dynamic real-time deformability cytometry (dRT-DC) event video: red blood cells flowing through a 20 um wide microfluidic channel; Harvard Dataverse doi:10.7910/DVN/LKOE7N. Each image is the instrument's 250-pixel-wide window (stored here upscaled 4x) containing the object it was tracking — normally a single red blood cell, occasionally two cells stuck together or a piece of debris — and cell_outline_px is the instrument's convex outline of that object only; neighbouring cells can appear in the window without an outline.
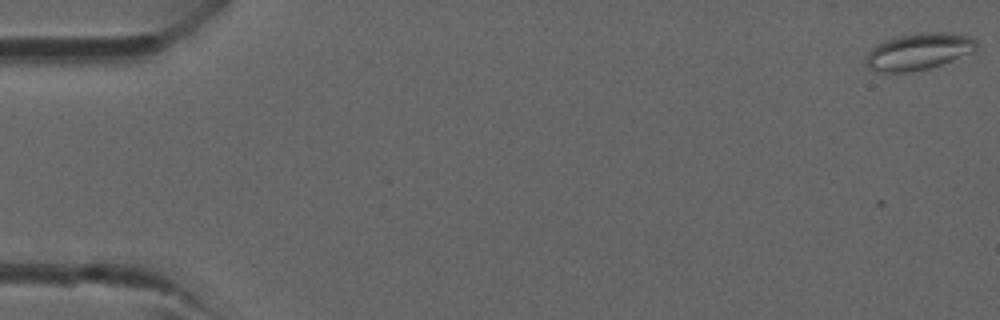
{"species": "common noctule bat (a hibernating species)", "species_latin": "Nyctalus noctula", "temperature_condition": "room temperature", "stored_images_in_passage": 2, "camera_frame_rate_fps": 3000, "um_per_image_px": 0.085, "animal": {"sex": "male", "forearm_length_mm": 52.5}, "frame": {"image": 1, "passage_image": 2, "time_ms": 0.333, "image_size_px": [1000, 320], "cell_outline_px": [[976, 52], [928, 68], [908, 72], [872, 72], [864, 64], [872, 48], [884, 40], [900, 36], [924, 32], [944, 32], [972, 36], [976, 40]], "centroid_in_image_um": [78.1, 4.38], "position_along_channel_um": 6.9, "area_um2": 23.64}}